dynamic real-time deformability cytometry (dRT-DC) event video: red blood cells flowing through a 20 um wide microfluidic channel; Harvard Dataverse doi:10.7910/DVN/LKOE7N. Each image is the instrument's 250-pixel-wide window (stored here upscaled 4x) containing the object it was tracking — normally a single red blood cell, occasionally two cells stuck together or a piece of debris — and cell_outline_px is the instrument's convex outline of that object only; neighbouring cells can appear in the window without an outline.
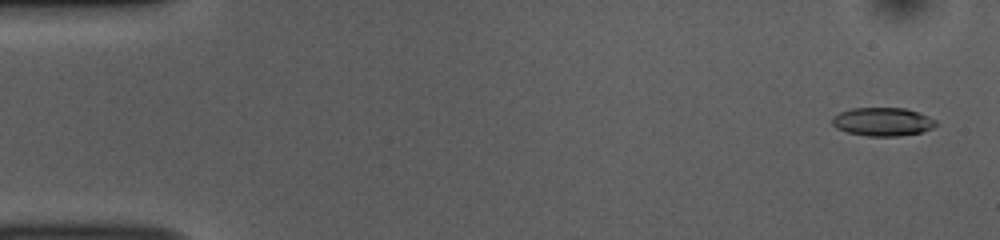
{"species": "common noctule bat (a hibernating species)", "species_latin": "Nyctalus noctula", "temperature_condition": "room temperature", "stored_images_in_passage": 52, "camera_frame_rate_fps": 3000, "um_per_image_px": 0.085, "animal": {"sex": "female", "body_mass_g": 10.0, "forearm_length_mm": 53.1}, "frame": {"image": 1, "passage_image": 2, "time_ms": 0.333, "image_size_px": [1000, 240], "cell_outline_px": [[936, 124], [932, 128], [920, 132], [896, 136], [868, 136], [848, 132], [836, 128], [832, 124], [832, 116], [840, 112], [852, 108], [904, 108], [916, 112], [936, 120]], "centroid_in_image_um": [74.98, 10.34], "position_along_channel_um": 10.0, "area_um2": 16.94}}
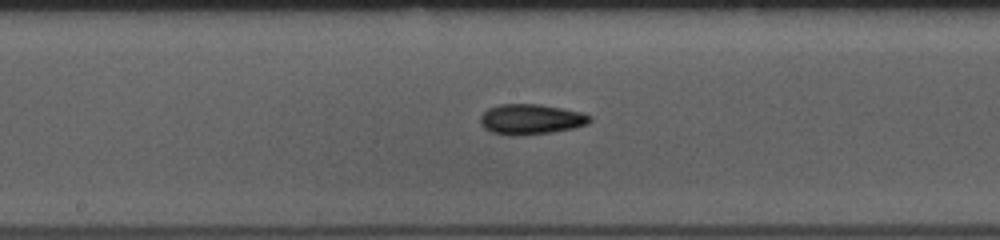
{"frame": {"image": 2, "passage_image": 27, "time_ms": 8.667, "image_size_px": [1000, 240], "cell_outline_px": [[592, 120], [588, 124], [572, 128], [552, 132], [516, 136], [512, 136], [492, 132], [484, 128], [480, 124], [480, 116], [488, 108], [500, 104], [540, 104], [580, 112], [592, 116]], "centroid_in_image_um": [45.11, 10.14], "position_along_channel_um": 203.1, "area_um2": 19.36}}
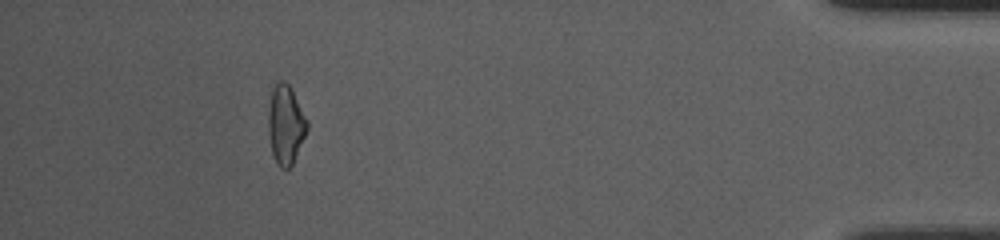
{"frame": {"image": 3, "passage_image": 48, "time_ms": 15.667, "image_size_px": [1000, 240], "cell_outline_px": [[308, 128], [292, 164], [288, 168], [280, 168], [276, 164], [272, 152], [268, 132], [268, 112], [272, 92], [276, 84], [280, 80], [284, 80], [292, 88], [308, 120]], "centroid_in_image_um": [24.29, 10.58], "position_along_channel_um": 410.9, "area_um2": 17.8}, "authors_computed_cell_mechanics": {"area_um2": 17.9758, "velocity_mm_per_s": 3.7994, "shape_relaxation_time_tau1_ms": 4.2842, "shape_relaxation_time_tau2_ms": 4.7175, "deformation_change_tau1": 0.1402, "deformation_change_tau2": 0.1214}}